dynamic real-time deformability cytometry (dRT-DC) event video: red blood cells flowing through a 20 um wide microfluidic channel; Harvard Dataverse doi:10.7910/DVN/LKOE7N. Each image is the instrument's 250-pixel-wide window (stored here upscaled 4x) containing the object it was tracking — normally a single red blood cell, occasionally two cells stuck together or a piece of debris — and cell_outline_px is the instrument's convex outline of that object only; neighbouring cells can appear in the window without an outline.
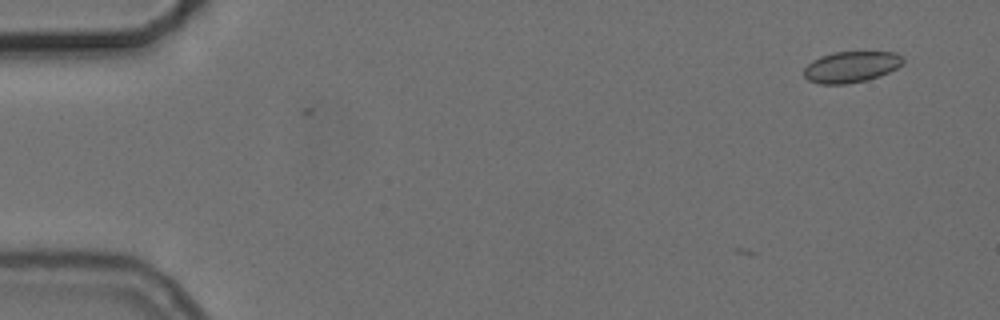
{"species": "common noctule bat (a hibernating species)", "species_latin": "Nyctalus noctula", "temperature_condition": "cold", "stored_images_in_passage": 7, "camera_frame_rate_fps": 3000, "um_per_image_px": 0.085, "animal": {"sex": "female", "body_mass_g": 24.6, "forearm_length_mm": 56.2}, "frame": {"image": 1, "passage_image": 7, "time_ms": 2.0, "image_size_px": [1000, 320], "cell_outline_px": [[904, 64], [880, 76], [868, 80], [848, 84], [820, 84], [808, 80], [804, 76], [804, 68], [812, 60], [820, 56], [836, 52], [896, 52], [904, 60]], "centroid_in_image_um": [72.34, 5.69], "position_along_channel_um": 12.7, "area_um2": 18.03}}